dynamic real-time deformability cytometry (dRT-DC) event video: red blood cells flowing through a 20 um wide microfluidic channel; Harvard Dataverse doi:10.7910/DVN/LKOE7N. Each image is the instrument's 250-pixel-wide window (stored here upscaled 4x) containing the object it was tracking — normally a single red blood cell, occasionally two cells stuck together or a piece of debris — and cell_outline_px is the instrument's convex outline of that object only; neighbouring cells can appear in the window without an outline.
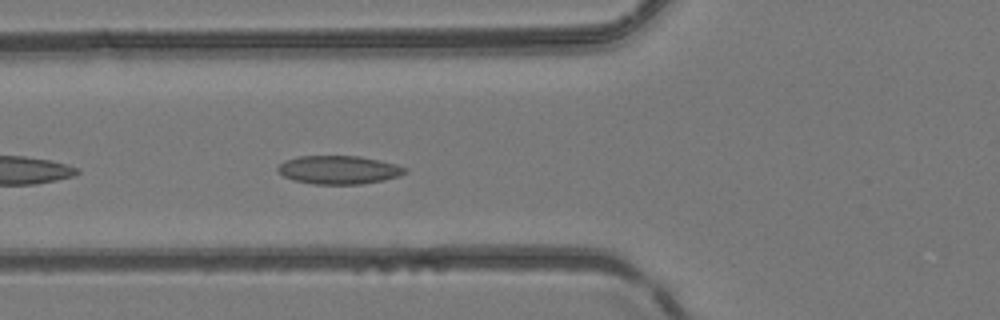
{"species": "common noctule bat (a hibernating species)", "species_latin": "Nyctalus noctula", "temperature_condition": "room temperature", "stored_images_in_passage": 13, "camera_frame_rate_fps": 3000, "um_per_image_px": 0.085, "animal": {"sex": "female", "body_mass_g": 24.6, "forearm_length_mm": 56.2}, "frame": {"image": 1, "passage_image": 4, "time_ms": 1.0, "image_size_px": [1000, 320], "cell_outline_px": [[408, 172], [384, 180], [360, 184], [312, 184], [292, 180], [284, 176], [276, 168], [284, 160], [296, 156], [360, 156], [380, 160], [396, 164], [408, 168]], "centroid_in_image_um": [28.79, 14.43], "position_along_channel_um": 97.0, "area_um2": 21.15}}
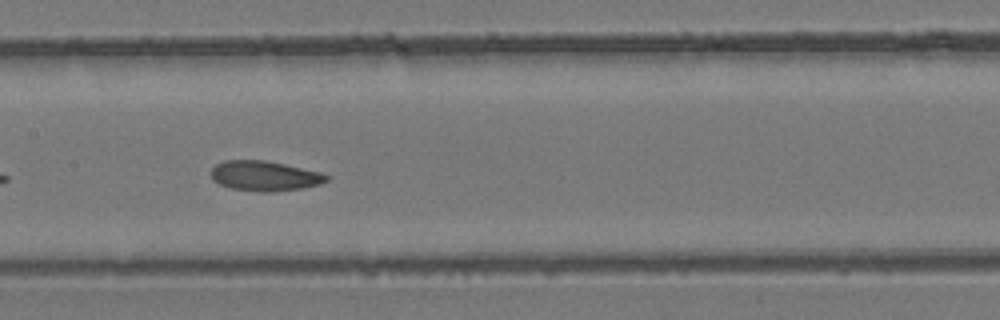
{"frame": {"image": 2, "passage_image": 10, "time_ms": 3.0, "image_size_px": [1000, 320], "cell_outline_px": [[328, 180], [320, 184], [300, 188], [272, 192], [260, 192], [232, 188], [220, 184], [212, 180], [212, 168], [216, 164], [224, 160], [264, 160], [284, 164], [320, 172], [328, 176]], "centroid_in_image_um": [22.47, 14.95], "position_along_channel_um": 184.9, "area_um2": 20.0}}